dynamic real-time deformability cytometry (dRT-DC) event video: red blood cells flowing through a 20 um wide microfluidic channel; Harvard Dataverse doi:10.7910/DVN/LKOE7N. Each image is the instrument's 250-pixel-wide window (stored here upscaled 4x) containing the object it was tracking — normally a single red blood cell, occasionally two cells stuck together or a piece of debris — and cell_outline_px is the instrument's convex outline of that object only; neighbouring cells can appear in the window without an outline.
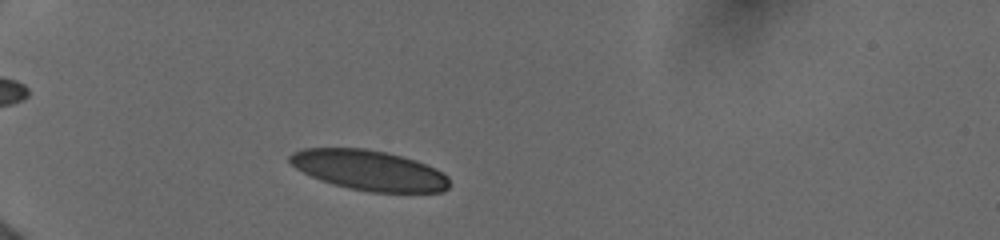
{"species": "human", "species_latin": "Homo sapiens", "temperature_condition": "cold", "stored_images_in_passage": 5, "camera_frame_rate_fps": 3000, "um_per_image_px": 0.085, "donor": {"sex": "female"}, "frame": {"image": 1, "passage_image": 1, "time_ms": 0.0, "image_size_px": [1000, 240], "cell_outline_px": [[448, 188], [440, 192], [368, 192], [348, 188], [332, 184], [320, 180], [296, 168], [288, 160], [288, 156], [292, 152], [304, 148], [364, 148], [388, 152], [416, 160], [448, 176]], "centroid_in_image_um": [31.33, 14.47], "position_along_channel_um": 53.7, "area_um2": 37.22}}
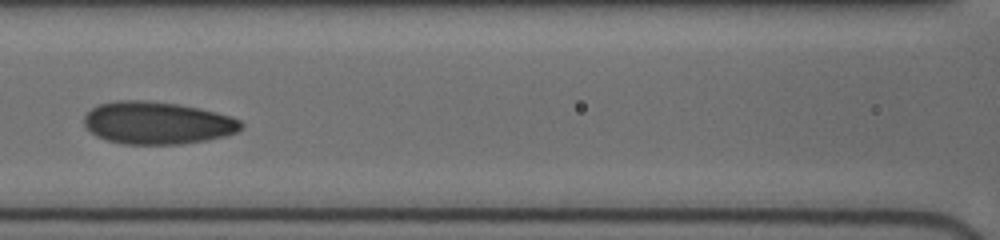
{"frame": {"image": 2, "passage_image": 4, "time_ms": 3.333, "image_size_px": [1000, 240], "cell_outline_px": [[244, 128], [236, 132], [224, 136], [208, 140], [180, 144], [124, 144], [108, 140], [96, 136], [84, 124], [84, 116], [92, 108], [100, 104], [116, 100], [144, 100], [176, 104], [216, 112], [232, 116], [240, 120], [244, 124]], "centroid_in_image_um": [13.39, 10.45], "position_along_channel_um": 153.2, "area_um2": 38.78}}
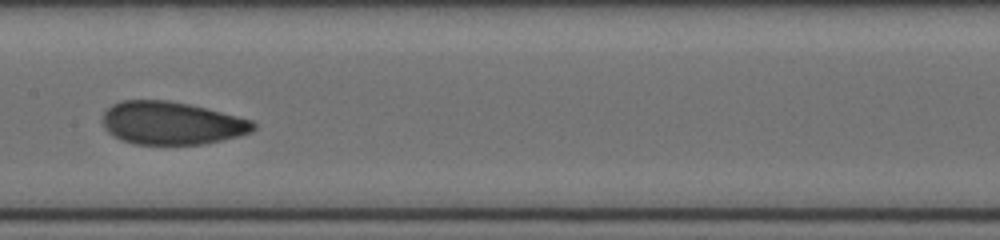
{"frame": {"image": 3, "passage_image": 5, "time_ms": 4.333, "image_size_px": [1000, 240], "cell_outline_px": [[256, 128], [252, 132], [240, 136], [204, 144], [132, 144], [120, 140], [112, 136], [104, 128], [104, 112], [112, 104], [120, 100], [168, 100], [188, 104], [252, 120], [256, 124]], "centroid_in_image_um": [14.57, 10.47], "position_along_channel_um": 192.8, "area_um2": 37.74}}